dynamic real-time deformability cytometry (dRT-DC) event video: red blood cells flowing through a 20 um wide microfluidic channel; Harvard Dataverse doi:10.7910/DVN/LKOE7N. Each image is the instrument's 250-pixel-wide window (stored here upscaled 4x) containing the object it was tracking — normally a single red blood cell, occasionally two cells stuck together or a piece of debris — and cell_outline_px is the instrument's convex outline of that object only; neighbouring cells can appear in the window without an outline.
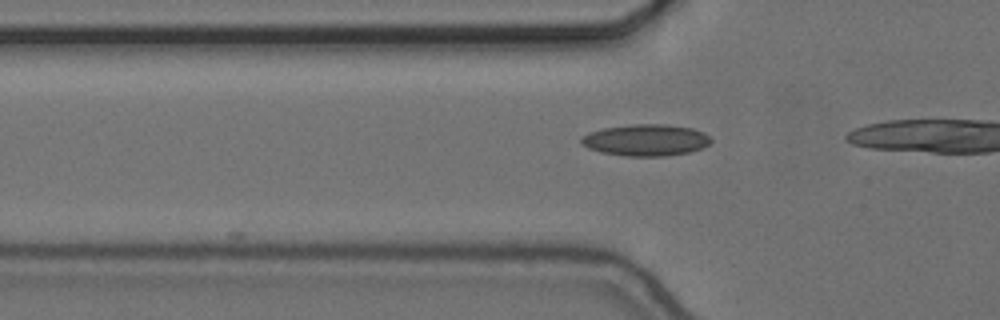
{"species": "common noctule bat (a hibernating species)", "species_latin": "Nyctalus noctula", "temperature_condition": "cold", "stored_images_in_passage": 6, "camera_frame_rate_fps": 3000, "um_per_image_px": 0.085, "animal": {"sex": "female", "body_mass_g": 24.6, "forearm_length_mm": 56.2}, "frame": {"image": 1, "passage_image": 4, "time_ms": 1.0, "image_size_px": [1000, 320], "cell_outline_px": [[712, 140], [708, 144], [700, 148], [688, 152], [664, 156], [624, 156], [600, 152], [588, 148], [580, 144], [580, 136], [588, 132], [604, 128], [632, 124], [664, 124], [692, 128], [704, 132], [712, 136]], "centroid_in_image_um": [54.86, 11.9], "position_along_channel_um": 70.9, "area_um2": 24.04}}